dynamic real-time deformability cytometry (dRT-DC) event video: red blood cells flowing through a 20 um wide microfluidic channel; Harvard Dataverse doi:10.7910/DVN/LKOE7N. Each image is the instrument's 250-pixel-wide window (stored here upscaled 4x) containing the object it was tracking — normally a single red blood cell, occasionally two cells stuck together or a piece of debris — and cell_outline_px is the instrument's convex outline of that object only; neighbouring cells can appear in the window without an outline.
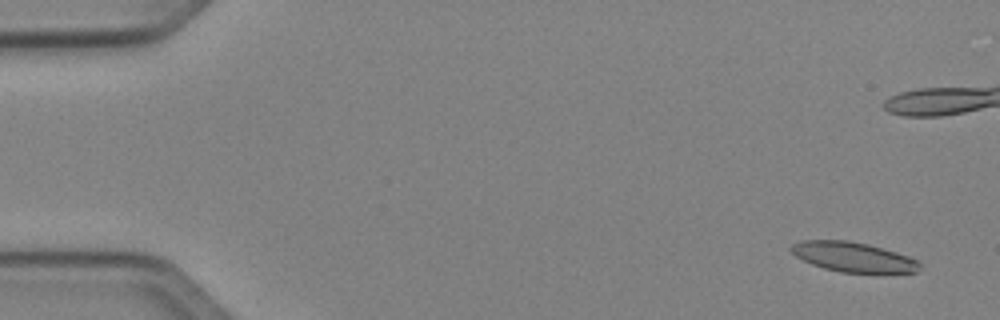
{"species": "Egyptian fruit bat (a non-hibernating species)", "species_latin": "Rousettus aegyptiacus", "temperature_condition": "cold", "stored_images_in_passage": 52, "camera_frame_rate_fps": 3000, "um_per_image_px": 0.085, "animal": {"sex": "female"}, "frame": {"image": 1, "passage_image": 3, "time_ms": 0.667, "image_size_px": [1000, 320], "cell_outline_px": [[920, 268], [916, 272], [840, 272], [824, 268], [812, 264], [796, 256], [788, 248], [792, 244], [800, 240], [848, 240], [868, 244], [896, 252], [920, 260]], "centroid_in_image_um": [72.5, 21.83], "position_along_channel_um": 12.5, "area_um2": 22.2}}
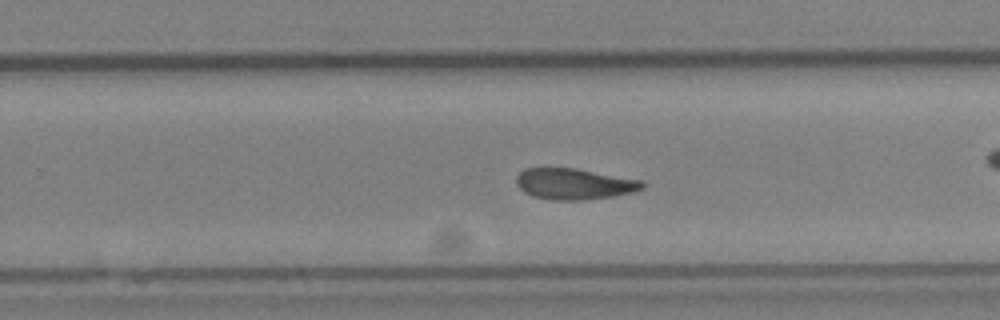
{"frame": {"image": 2, "passage_image": 33, "time_ms": 10.667, "image_size_px": [1000, 320], "cell_outline_px": [[644, 188], [632, 192], [612, 196], [584, 200], [552, 200], [532, 196], [524, 192], [516, 184], [516, 176], [524, 168], [576, 168], [640, 180], [644, 184]], "centroid_in_image_um": [48.76, 15.63], "position_along_channel_um": 281.0, "area_um2": 22.72}}
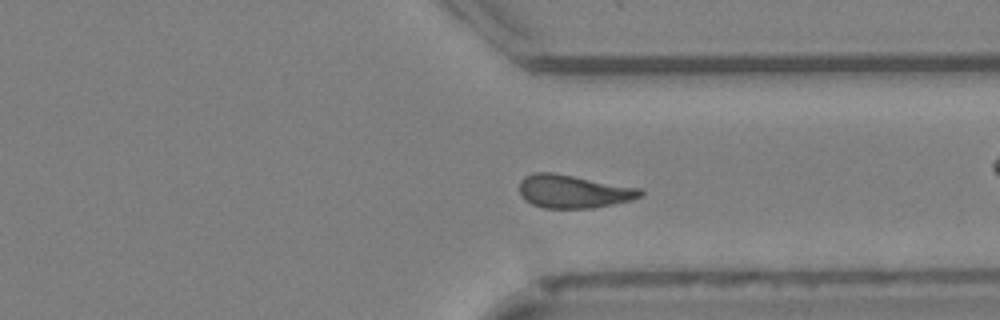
{"frame": {"image": 3, "passage_image": 39, "time_ms": 12.667, "image_size_px": [1000, 320], "cell_outline_px": [[644, 196], [612, 204], [592, 208], [544, 208], [532, 204], [524, 200], [520, 196], [520, 180], [524, 176], [532, 172], [552, 172], [640, 188], [644, 192]], "centroid_in_image_um": [48.7, 16.27], "position_along_channel_um": 362.7, "area_um2": 23.41}, "authors_computed_cell_mechanics": {"area_um2": 23.1489, "velocity_mm_per_s": 4.0336, "shape_relaxation_time_tau1_ms": 7.3094, "shape_relaxation_time_tau2_ms": 4.6211, "deformation_change_tau1": 0.185, "deformation_change_tau2": 0.1151}}